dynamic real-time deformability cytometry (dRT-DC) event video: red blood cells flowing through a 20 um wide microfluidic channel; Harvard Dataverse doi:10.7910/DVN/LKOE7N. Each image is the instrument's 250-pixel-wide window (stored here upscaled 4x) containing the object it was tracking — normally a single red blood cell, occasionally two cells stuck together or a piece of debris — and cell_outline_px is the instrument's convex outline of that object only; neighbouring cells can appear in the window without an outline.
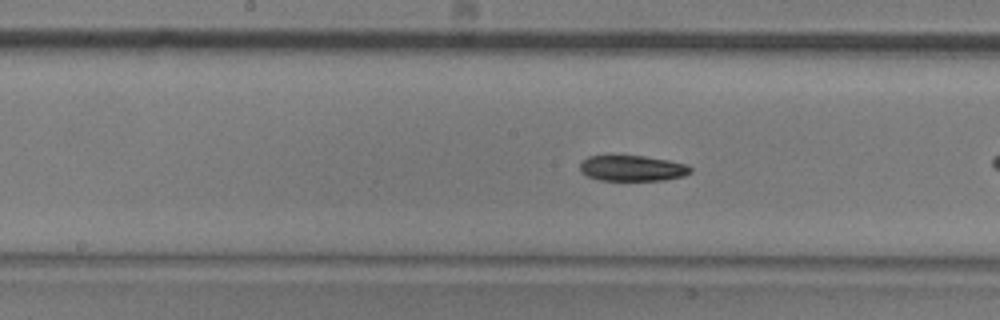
{"species": "common noctule bat (a hibernating species)", "species_latin": "Nyctalus noctula", "temperature_condition": "room temperature", "stored_images_in_passage": 19, "camera_frame_rate_fps": 3000, "um_per_image_px": 0.085, "animal": {"sex": "male", "body_mass_g": 20.5, "forearm_length_mm": 52.5}, "frame": {"image": 1, "passage_image": 11, "time_ms": 3.333, "image_size_px": [1000, 320], "cell_outline_px": [[692, 172], [684, 176], [664, 180], [600, 180], [588, 176], [580, 168], [580, 164], [588, 156], [604, 152], [608, 152], [644, 156], [668, 160], [688, 164], [692, 168]], "centroid_in_image_um": [53.73, 14.24], "position_along_channel_um": 194.5, "area_um2": 17.28}}